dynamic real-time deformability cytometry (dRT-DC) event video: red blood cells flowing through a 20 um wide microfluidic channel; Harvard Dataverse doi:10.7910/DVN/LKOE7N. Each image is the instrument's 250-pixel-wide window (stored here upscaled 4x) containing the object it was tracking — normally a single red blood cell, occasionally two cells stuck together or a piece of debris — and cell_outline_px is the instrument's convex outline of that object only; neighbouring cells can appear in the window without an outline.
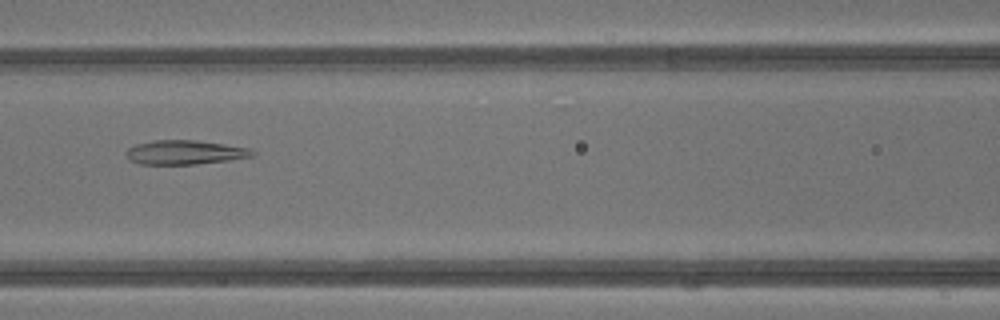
{"species": "common noctule bat (a hibernating species)", "species_latin": "Nyctalus noctula", "temperature_condition": "warm", "stored_images_in_passage": 42, "camera_frame_rate_fps": 3000, "um_per_image_px": 0.085, "animal": {"sex": "male", "body_mass_g": 13.3}, "frame": {"image": 1, "passage_image": 19, "time_ms": 6.0, "image_size_px": [1000, 320], "cell_outline_px": [[256, 152], [252, 156], [228, 160], [196, 164], [140, 164], [132, 160], [124, 152], [128, 148], [136, 144], [152, 140], [196, 140], [252, 148]], "centroid_in_image_um": [15.73, 12.94], "position_along_channel_um": 150.9, "area_um2": 17.74}}
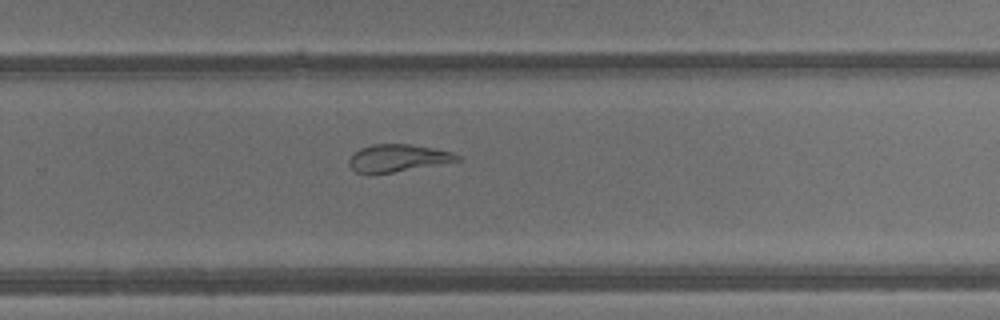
{"frame": {"image": 2, "passage_image": 28, "time_ms": 9.0, "image_size_px": [1000, 320], "cell_outline_px": [[460, 160], [392, 172], [356, 172], [348, 164], [348, 160], [352, 152], [360, 148], [372, 144], [408, 144], [432, 148], [452, 152], [460, 156]], "centroid_in_image_um": [33.76, 13.41], "position_along_channel_um": 296.0, "area_um2": 16.82}}
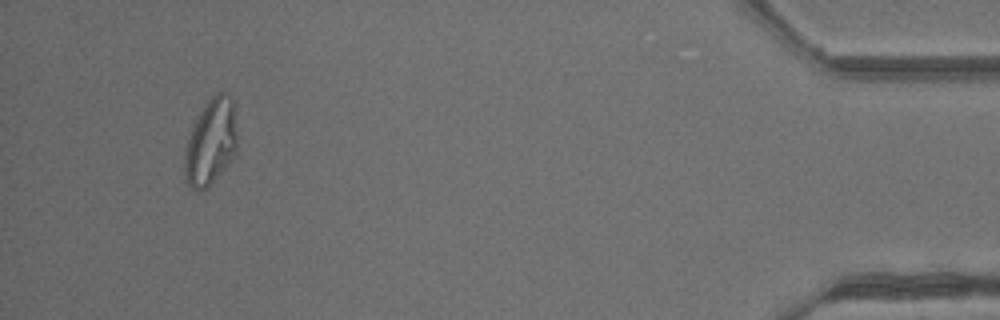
{"frame": {"image": 3, "passage_image": 40, "time_ms": 13.0, "image_size_px": [1000, 320], "cell_outline_px": [[236, 152], [208, 188], [192, 192], [184, 180], [184, 152], [196, 116], [204, 104], [216, 92], [224, 92], [236, 104]], "centroid_in_image_um": [17.9, 12.07], "position_along_channel_um": 417.3, "area_um2": 26.82}, "authors_computed_cell_mechanics": {"area_um2": 23.4668, "velocity_mm_per_s": 4.8548, "shape_relaxation_time_tau1_ms": null, "shape_relaxation_time_tau2_ms": 2.1818, "deformation_change_tau1": null, "deformation_change_tau2": 0.0979}}